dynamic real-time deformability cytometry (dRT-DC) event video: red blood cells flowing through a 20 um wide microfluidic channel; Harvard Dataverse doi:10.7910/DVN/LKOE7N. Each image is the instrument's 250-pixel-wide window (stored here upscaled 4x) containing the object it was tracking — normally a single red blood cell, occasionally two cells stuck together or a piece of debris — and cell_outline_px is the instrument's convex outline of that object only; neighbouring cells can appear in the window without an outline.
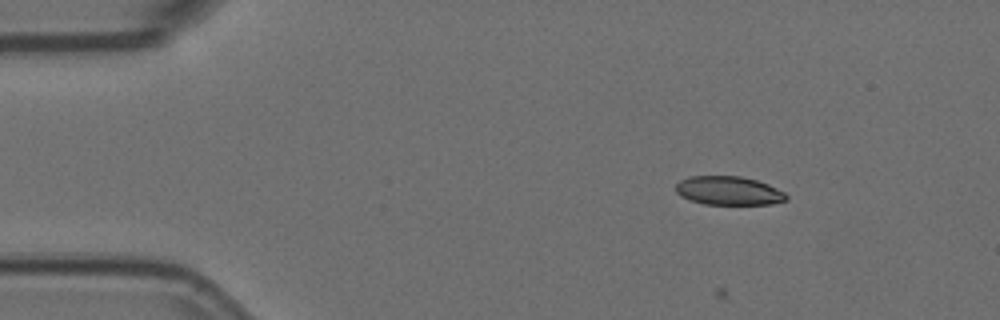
{"species": "Egyptian fruit bat (a non-hibernating species)", "species_latin": "Rousettus aegyptiacus", "temperature_condition": "room temperature", "stored_images_in_passage": 5, "segment_of_instrument_passage": [1, 2], "camera_frame_rate_fps": 3000, "um_per_image_px": 0.085, "animal": {"sex": "female"}, "frame": {"image": 1, "passage_image": 2, "time_ms": 0.333, "image_size_px": [1000, 320], "cell_outline_px": [[788, 200], [772, 204], [704, 204], [688, 200], [680, 196], [676, 192], [676, 184], [680, 180], [688, 176], [740, 176], [756, 180], [768, 184], [784, 192], [788, 196]], "centroid_in_image_um": [61.92, 16.21], "position_along_channel_um": 23.1, "area_um2": 18.61}}